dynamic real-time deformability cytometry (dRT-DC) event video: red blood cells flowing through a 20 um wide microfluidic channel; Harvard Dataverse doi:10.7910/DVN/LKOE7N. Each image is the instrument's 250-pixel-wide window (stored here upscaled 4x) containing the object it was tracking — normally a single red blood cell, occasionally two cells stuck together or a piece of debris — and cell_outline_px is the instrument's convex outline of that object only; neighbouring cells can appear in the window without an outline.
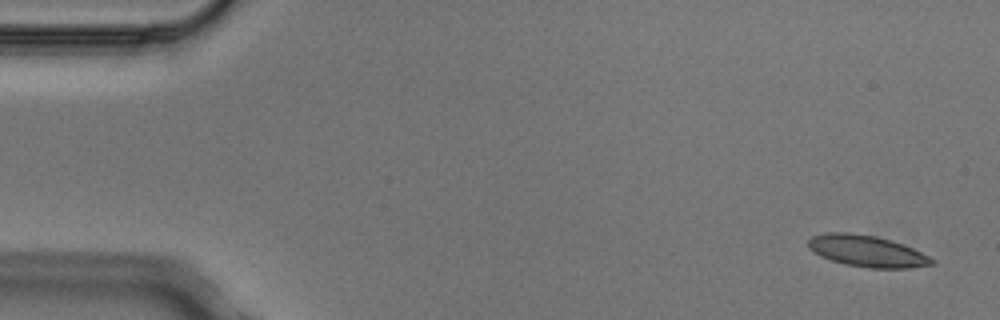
{"species": "Egyptian fruit bat (a non-hibernating species)", "species_latin": "Rousettus aegyptiacus", "temperature_condition": "cold", "stored_images_in_passage": 4, "camera_frame_rate_fps": 3000, "um_per_image_px": 0.085, "animal": {"sex": "male"}, "frame": {"image": 1, "passage_image": 1, "time_ms": 0.0, "image_size_px": [1000, 320], "cell_outline_px": [[936, 264], [908, 268], [868, 268], [844, 264], [820, 256], [808, 248], [808, 240], [812, 236], [828, 232], [848, 232], [876, 236], [912, 248], [936, 260]], "centroid_in_image_um": [73.67, 21.35], "position_along_channel_um": 11.3, "area_um2": 22.54}}
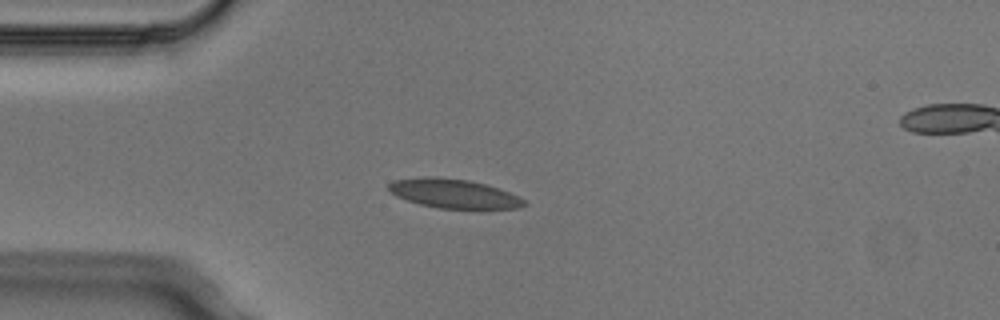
{"frame": {"image": 2, "passage_image": 4, "time_ms": 1.0, "image_size_px": [1000, 320], "cell_outline_px": [[528, 204], [520, 208], [436, 208], [420, 204], [396, 196], [388, 188], [388, 184], [392, 180], [424, 176], [436, 176], [468, 180], [484, 184], [508, 192], [524, 200]], "centroid_in_image_um": [38.52, 16.44], "position_along_channel_um": 46.5, "area_um2": 22.77}}